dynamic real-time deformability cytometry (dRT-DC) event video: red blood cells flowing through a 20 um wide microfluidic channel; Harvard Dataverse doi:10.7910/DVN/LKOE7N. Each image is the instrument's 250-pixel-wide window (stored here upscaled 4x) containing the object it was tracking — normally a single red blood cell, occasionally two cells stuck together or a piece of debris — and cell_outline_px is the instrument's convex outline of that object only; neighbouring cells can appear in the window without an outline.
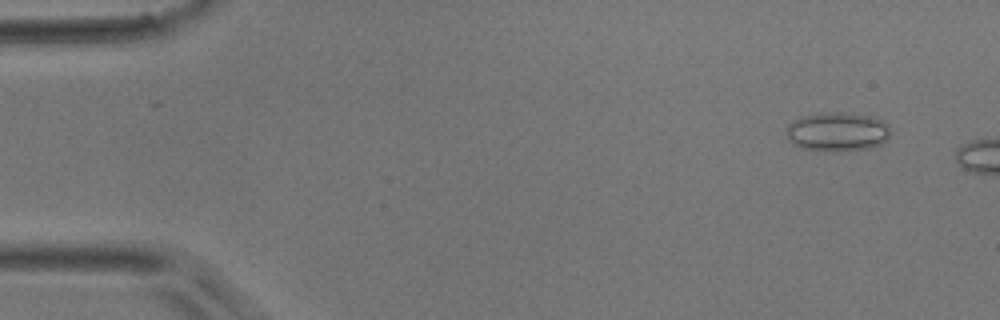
{"species": "common noctule bat (a hibernating species)", "species_latin": "Nyctalus noctula", "temperature_condition": "room temperature", "stored_images_in_passage": 8, "camera_frame_rate_fps": 3000, "um_per_image_px": 0.085, "animal": {"sex": "male", "body_mass_g": 17.9}, "frame": {"image": 1, "passage_image": 4, "time_ms": 1.0, "image_size_px": [1000, 320], "cell_outline_px": [[888, 140], [880, 144], [868, 148], [800, 148], [792, 144], [788, 140], [784, 128], [792, 120], [800, 116], [820, 112], [840, 112], [868, 116], [884, 120], [888, 124]], "centroid_in_image_um": [71.11, 11.13], "position_along_channel_um": 13.9, "area_um2": 23.12}}